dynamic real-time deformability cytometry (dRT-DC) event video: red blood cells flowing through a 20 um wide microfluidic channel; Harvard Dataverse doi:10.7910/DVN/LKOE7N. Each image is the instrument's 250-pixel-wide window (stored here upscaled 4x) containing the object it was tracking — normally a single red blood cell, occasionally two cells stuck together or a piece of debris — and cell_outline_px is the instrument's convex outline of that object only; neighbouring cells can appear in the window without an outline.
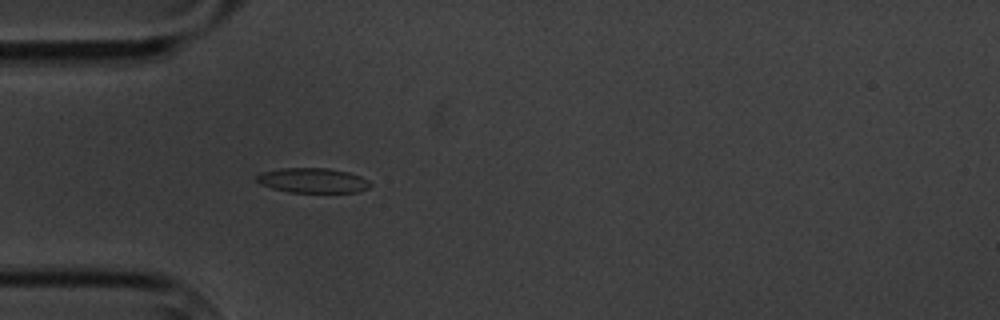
{"species": "common noctule bat (a hibernating species)", "species_latin": "Nyctalus noctula", "temperature_condition": "cold", "stored_images_in_passage": 5, "camera_frame_rate_fps": 3000, "um_per_image_px": 0.085, "animal": {"sex": "male", "body_mass_g": 20.1, "forearm_length_mm": 53.5}, "frame": {"image": 1, "passage_image": 5, "time_ms": 4.667, "image_size_px": [1000, 320], "cell_outline_px": [[372, 184], [368, 188], [356, 192], [288, 192], [272, 188], [260, 184], [256, 180], [256, 176], [260, 172], [280, 168], [328, 168], [348, 172], [360, 176], [368, 180]], "centroid_in_image_um": [26.56, 15.33], "position_along_channel_um": 58.4, "area_um2": 16.47}}